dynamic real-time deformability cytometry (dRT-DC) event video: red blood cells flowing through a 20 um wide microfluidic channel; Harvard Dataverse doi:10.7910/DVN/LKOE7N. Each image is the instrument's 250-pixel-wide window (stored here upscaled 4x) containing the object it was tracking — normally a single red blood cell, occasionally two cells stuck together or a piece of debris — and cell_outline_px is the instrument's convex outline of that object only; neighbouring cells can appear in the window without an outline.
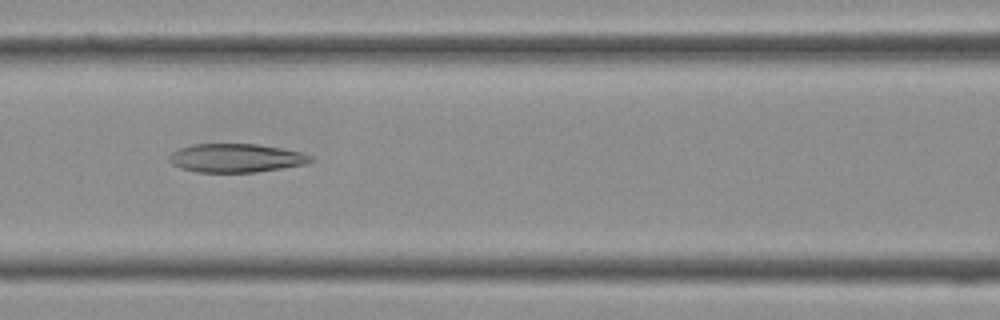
{"species": "Egyptian fruit bat (a non-hibernating species)", "species_latin": "Rousettus aegyptiacus", "temperature_condition": "cold", "stored_images_in_passage": 39, "camera_frame_rate_fps": 3000, "um_per_image_px": 0.085, "frame": {"image": 1, "passage_image": 17, "time_ms": 5.333, "image_size_px": [1000, 320], "cell_outline_px": [[312, 160], [304, 164], [256, 172], [196, 172], [180, 168], [172, 164], [168, 160], [168, 156], [172, 152], [180, 148], [192, 144], [256, 144], [280, 148], [300, 152], [312, 156]], "centroid_in_image_um": [20.0, 13.43], "position_along_channel_um": 146.6, "area_um2": 23.41}}
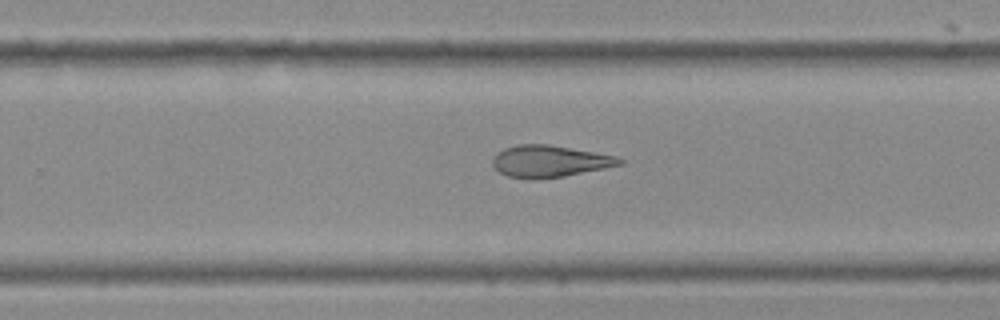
{"frame": {"image": 2, "passage_image": 25, "time_ms": 8.0, "image_size_px": [1000, 320], "cell_outline_px": [[624, 164], [564, 176], [536, 180], [508, 176], [500, 172], [492, 164], [492, 160], [496, 152], [504, 148], [516, 144], [548, 144], [616, 156], [624, 160]], "centroid_in_image_um": [46.69, 13.7], "position_along_channel_um": 283.1, "area_um2": 23.52}}
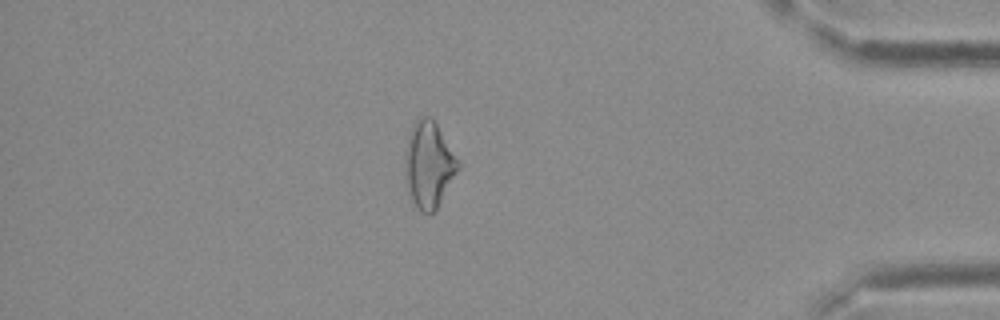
{"frame": {"image": 3, "passage_image": 34, "time_ms": 11.0, "image_size_px": [1000, 320], "cell_outline_px": [[460, 168], [436, 212], [420, 212], [416, 208], [408, 192], [404, 172], [404, 152], [408, 136], [412, 124], [420, 116], [432, 116], [460, 164]], "centroid_in_image_um": [36.42, 14.01], "position_along_channel_um": 398.8, "area_um2": 27.11}}